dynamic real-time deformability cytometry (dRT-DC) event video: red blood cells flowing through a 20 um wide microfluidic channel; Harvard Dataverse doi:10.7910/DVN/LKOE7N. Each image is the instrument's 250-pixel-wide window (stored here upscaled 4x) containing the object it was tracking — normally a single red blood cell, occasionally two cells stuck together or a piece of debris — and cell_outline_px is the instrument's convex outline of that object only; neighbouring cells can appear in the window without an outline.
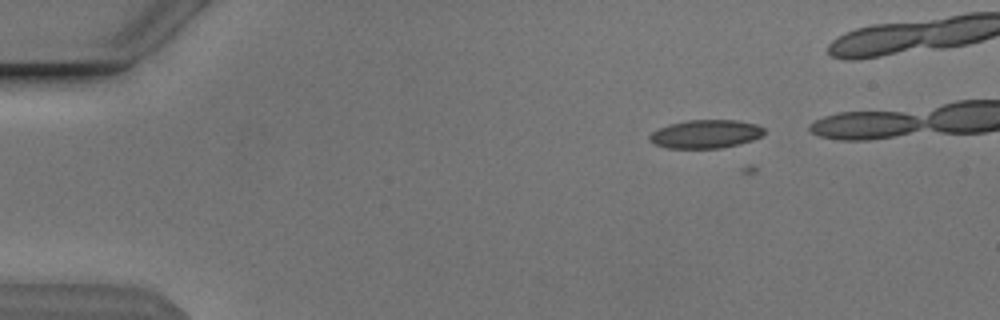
{"species": "Egyptian fruit bat (a non-hibernating species)", "species_latin": "Rousettus aegyptiacus", "temperature_condition": "cold", "stored_images_in_passage": 14, "camera_frame_rate_fps": 3000, "um_per_image_px": 0.085, "animal": {"sex": "male"}, "frame": {"image": 1, "passage_image": 10, "time_ms": 3.0, "image_size_px": [1000, 320], "cell_outline_px": [[764, 132], [760, 136], [752, 140], [720, 148], [668, 148], [656, 144], [648, 140], [648, 136], [652, 132], [668, 124], [688, 120], [736, 120], [756, 124], [764, 128]], "centroid_in_image_um": [59.95, 11.38], "position_along_channel_um": 25.1, "area_um2": 18.79}}